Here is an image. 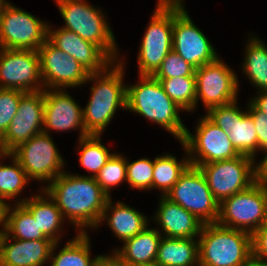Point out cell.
<instances>
[{
    "label": "cell",
    "mask_w": 267,
    "mask_h": 266,
    "mask_svg": "<svg viewBox=\"0 0 267 266\" xmlns=\"http://www.w3.org/2000/svg\"><path fill=\"white\" fill-rule=\"evenodd\" d=\"M43 189L55 201L64 219L79 229L76 232L87 233V228L100 226L109 197L94 177L64 171Z\"/></svg>",
    "instance_id": "1"
},
{
    "label": "cell",
    "mask_w": 267,
    "mask_h": 266,
    "mask_svg": "<svg viewBox=\"0 0 267 266\" xmlns=\"http://www.w3.org/2000/svg\"><path fill=\"white\" fill-rule=\"evenodd\" d=\"M123 62H112L103 72L90 73L86 80L85 84L95 82L91 87L90 99L82 109L88 135H102L117 109H126L127 84L123 83Z\"/></svg>",
    "instance_id": "2"
},
{
    "label": "cell",
    "mask_w": 267,
    "mask_h": 266,
    "mask_svg": "<svg viewBox=\"0 0 267 266\" xmlns=\"http://www.w3.org/2000/svg\"><path fill=\"white\" fill-rule=\"evenodd\" d=\"M126 110L159 124L182 141L186 133L179 112L183 110L165 93L160 81L151 75H139V83L127 84Z\"/></svg>",
    "instance_id": "3"
},
{
    "label": "cell",
    "mask_w": 267,
    "mask_h": 266,
    "mask_svg": "<svg viewBox=\"0 0 267 266\" xmlns=\"http://www.w3.org/2000/svg\"><path fill=\"white\" fill-rule=\"evenodd\" d=\"M198 250L199 266H239L252 255V235L218 223L204 224Z\"/></svg>",
    "instance_id": "4"
},
{
    "label": "cell",
    "mask_w": 267,
    "mask_h": 266,
    "mask_svg": "<svg viewBox=\"0 0 267 266\" xmlns=\"http://www.w3.org/2000/svg\"><path fill=\"white\" fill-rule=\"evenodd\" d=\"M65 25L61 28L75 32L82 39L97 45L113 62L120 61L111 26L102 13L87 0H54ZM119 58V59H118Z\"/></svg>",
    "instance_id": "5"
},
{
    "label": "cell",
    "mask_w": 267,
    "mask_h": 266,
    "mask_svg": "<svg viewBox=\"0 0 267 266\" xmlns=\"http://www.w3.org/2000/svg\"><path fill=\"white\" fill-rule=\"evenodd\" d=\"M173 3L183 0H158L145 30L138 52L139 75H153L173 48Z\"/></svg>",
    "instance_id": "6"
},
{
    "label": "cell",
    "mask_w": 267,
    "mask_h": 266,
    "mask_svg": "<svg viewBox=\"0 0 267 266\" xmlns=\"http://www.w3.org/2000/svg\"><path fill=\"white\" fill-rule=\"evenodd\" d=\"M266 205L267 185L257 180L219 204L217 223L252 235L264 225Z\"/></svg>",
    "instance_id": "7"
},
{
    "label": "cell",
    "mask_w": 267,
    "mask_h": 266,
    "mask_svg": "<svg viewBox=\"0 0 267 266\" xmlns=\"http://www.w3.org/2000/svg\"><path fill=\"white\" fill-rule=\"evenodd\" d=\"M256 159L239 155L232 159L197 166L219 204L257 181Z\"/></svg>",
    "instance_id": "8"
},
{
    "label": "cell",
    "mask_w": 267,
    "mask_h": 266,
    "mask_svg": "<svg viewBox=\"0 0 267 266\" xmlns=\"http://www.w3.org/2000/svg\"><path fill=\"white\" fill-rule=\"evenodd\" d=\"M48 22L5 1L0 10V48L38 50L47 40Z\"/></svg>",
    "instance_id": "9"
},
{
    "label": "cell",
    "mask_w": 267,
    "mask_h": 266,
    "mask_svg": "<svg viewBox=\"0 0 267 266\" xmlns=\"http://www.w3.org/2000/svg\"><path fill=\"white\" fill-rule=\"evenodd\" d=\"M165 197L191 212L203 224L217 223L219 202L198 167L190 165Z\"/></svg>",
    "instance_id": "10"
},
{
    "label": "cell",
    "mask_w": 267,
    "mask_h": 266,
    "mask_svg": "<svg viewBox=\"0 0 267 266\" xmlns=\"http://www.w3.org/2000/svg\"><path fill=\"white\" fill-rule=\"evenodd\" d=\"M50 133L41 132L20 144L11 154L19 161L30 180L48 184L63 173L64 158ZM43 181V182H42Z\"/></svg>",
    "instance_id": "11"
},
{
    "label": "cell",
    "mask_w": 267,
    "mask_h": 266,
    "mask_svg": "<svg viewBox=\"0 0 267 266\" xmlns=\"http://www.w3.org/2000/svg\"><path fill=\"white\" fill-rule=\"evenodd\" d=\"M199 119L195 135L187 129L181 141L187 149L192 166L232 159L240 155L233 147L229 134H226L206 115Z\"/></svg>",
    "instance_id": "12"
},
{
    "label": "cell",
    "mask_w": 267,
    "mask_h": 266,
    "mask_svg": "<svg viewBox=\"0 0 267 266\" xmlns=\"http://www.w3.org/2000/svg\"><path fill=\"white\" fill-rule=\"evenodd\" d=\"M173 50L195 69L219 56L206 35L193 24L183 3H173Z\"/></svg>",
    "instance_id": "13"
},
{
    "label": "cell",
    "mask_w": 267,
    "mask_h": 266,
    "mask_svg": "<svg viewBox=\"0 0 267 266\" xmlns=\"http://www.w3.org/2000/svg\"><path fill=\"white\" fill-rule=\"evenodd\" d=\"M196 106L202 100L205 109L230 104L238 99L239 81L235 72L218 57L195 69Z\"/></svg>",
    "instance_id": "14"
},
{
    "label": "cell",
    "mask_w": 267,
    "mask_h": 266,
    "mask_svg": "<svg viewBox=\"0 0 267 266\" xmlns=\"http://www.w3.org/2000/svg\"><path fill=\"white\" fill-rule=\"evenodd\" d=\"M0 88L44 90L38 51L0 48Z\"/></svg>",
    "instance_id": "15"
},
{
    "label": "cell",
    "mask_w": 267,
    "mask_h": 266,
    "mask_svg": "<svg viewBox=\"0 0 267 266\" xmlns=\"http://www.w3.org/2000/svg\"><path fill=\"white\" fill-rule=\"evenodd\" d=\"M37 51L44 89L75 88L86 83L90 72L48 39Z\"/></svg>",
    "instance_id": "16"
},
{
    "label": "cell",
    "mask_w": 267,
    "mask_h": 266,
    "mask_svg": "<svg viewBox=\"0 0 267 266\" xmlns=\"http://www.w3.org/2000/svg\"><path fill=\"white\" fill-rule=\"evenodd\" d=\"M44 90L25 92L21 96L17 113L1 137L2 144L11 153L20 144L43 132Z\"/></svg>",
    "instance_id": "17"
},
{
    "label": "cell",
    "mask_w": 267,
    "mask_h": 266,
    "mask_svg": "<svg viewBox=\"0 0 267 266\" xmlns=\"http://www.w3.org/2000/svg\"><path fill=\"white\" fill-rule=\"evenodd\" d=\"M83 108L64 89H44L43 132L80 129L79 139L88 134L83 123ZM50 130V131H49Z\"/></svg>",
    "instance_id": "18"
},
{
    "label": "cell",
    "mask_w": 267,
    "mask_h": 266,
    "mask_svg": "<svg viewBox=\"0 0 267 266\" xmlns=\"http://www.w3.org/2000/svg\"><path fill=\"white\" fill-rule=\"evenodd\" d=\"M48 24L47 39L63 52L75 58L90 73L103 72L113 61L95 44L82 39L75 32Z\"/></svg>",
    "instance_id": "19"
},
{
    "label": "cell",
    "mask_w": 267,
    "mask_h": 266,
    "mask_svg": "<svg viewBox=\"0 0 267 266\" xmlns=\"http://www.w3.org/2000/svg\"><path fill=\"white\" fill-rule=\"evenodd\" d=\"M160 196L159 207H157L155 216L152 217L161 228V230L158 229V232L169 238L195 239L197 236L199 237L204 224L181 205L172 202L165 196Z\"/></svg>",
    "instance_id": "20"
},
{
    "label": "cell",
    "mask_w": 267,
    "mask_h": 266,
    "mask_svg": "<svg viewBox=\"0 0 267 266\" xmlns=\"http://www.w3.org/2000/svg\"><path fill=\"white\" fill-rule=\"evenodd\" d=\"M54 244L50 239H14L3 231L0 266H44Z\"/></svg>",
    "instance_id": "21"
},
{
    "label": "cell",
    "mask_w": 267,
    "mask_h": 266,
    "mask_svg": "<svg viewBox=\"0 0 267 266\" xmlns=\"http://www.w3.org/2000/svg\"><path fill=\"white\" fill-rule=\"evenodd\" d=\"M40 191V195L38 193L26 199L19 198L15 203H21L31 213L42 233L57 243L62 239L61 226L66 220L48 193L43 188Z\"/></svg>",
    "instance_id": "22"
},
{
    "label": "cell",
    "mask_w": 267,
    "mask_h": 266,
    "mask_svg": "<svg viewBox=\"0 0 267 266\" xmlns=\"http://www.w3.org/2000/svg\"><path fill=\"white\" fill-rule=\"evenodd\" d=\"M110 212V213H108ZM106 220L116 237L122 241L134 237L148 226V218L143 213L111 197L107 200L100 223Z\"/></svg>",
    "instance_id": "23"
},
{
    "label": "cell",
    "mask_w": 267,
    "mask_h": 266,
    "mask_svg": "<svg viewBox=\"0 0 267 266\" xmlns=\"http://www.w3.org/2000/svg\"><path fill=\"white\" fill-rule=\"evenodd\" d=\"M162 235L158 228L148 226L132 238L123 241L121 249L113 250L119 263L152 264L155 263Z\"/></svg>",
    "instance_id": "24"
},
{
    "label": "cell",
    "mask_w": 267,
    "mask_h": 266,
    "mask_svg": "<svg viewBox=\"0 0 267 266\" xmlns=\"http://www.w3.org/2000/svg\"><path fill=\"white\" fill-rule=\"evenodd\" d=\"M155 264L158 266H199L198 240L163 236Z\"/></svg>",
    "instance_id": "25"
},
{
    "label": "cell",
    "mask_w": 267,
    "mask_h": 266,
    "mask_svg": "<svg viewBox=\"0 0 267 266\" xmlns=\"http://www.w3.org/2000/svg\"><path fill=\"white\" fill-rule=\"evenodd\" d=\"M237 102L238 100L233 102V124L229 131V139L239 154L255 159L257 150L259 152L255 124L247 110H240Z\"/></svg>",
    "instance_id": "26"
},
{
    "label": "cell",
    "mask_w": 267,
    "mask_h": 266,
    "mask_svg": "<svg viewBox=\"0 0 267 266\" xmlns=\"http://www.w3.org/2000/svg\"><path fill=\"white\" fill-rule=\"evenodd\" d=\"M70 240L64 244L65 246L57 254H55V250L59 242L53 245L49 259L50 266H93L101 256L97 255L95 258H91L88 233H77L74 239Z\"/></svg>",
    "instance_id": "27"
},
{
    "label": "cell",
    "mask_w": 267,
    "mask_h": 266,
    "mask_svg": "<svg viewBox=\"0 0 267 266\" xmlns=\"http://www.w3.org/2000/svg\"><path fill=\"white\" fill-rule=\"evenodd\" d=\"M247 41L242 71L249 82L258 89L267 90V46L264 41L252 35Z\"/></svg>",
    "instance_id": "28"
},
{
    "label": "cell",
    "mask_w": 267,
    "mask_h": 266,
    "mask_svg": "<svg viewBox=\"0 0 267 266\" xmlns=\"http://www.w3.org/2000/svg\"><path fill=\"white\" fill-rule=\"evenodd\" d=\"M180 144L184 147L183 150L186 154L181 161L178 162L173 154L157 156L154 159L152 189H159L162 196L167 194L191 165L185 145L182 142Z\"/></svg>",
    "instance_id": "29"
},
{
    "label": "cell",
    "mask_w": 267,
    "mask_h": 266,
    "mask_svg": "<svg viewBox=\"0 0 267 266\" xmlns=\"http://www.w3.org/2000/svg\"><path fill=\"white\" fill-rule=\"evenodd\" d=\"M10 237L19 240L49 239L38 228L37 222L31 213L21 204L15 203L6 206L5 230Z\"/></svg>",
    "instance_id": "30"
},
{
    "label": "cell",
    "mask_w": 267,
    "mask_h": 266,
    "mask_svg": "<svg viewBox=\"0 0 267 266\" xmlns=\"http://www.w3.org/2000/svg\"><path fill=\"white\" fill-rule=\"evenodd\" d=\"M100 138L101 135H88L78 140L79 163L87 171L93 173L86 175V177L95 178L99 170L114 154L101 143Z\"/></svg>",
    "instance_id": "31"
},
{
    "label": "cell",
    "mask_w": 267,
    "mask_h": 266,
    "mask_svg": "<svg viewBox=\"0 0 267 266\" xmlns=\"http://www.w3.org/2000/svg\"><path fill=\"white\" fill-rule=\"evenodd\" d=\"M6 158L12 159V164L4 165L3 160L0 163V200L8 205L10 199L15 201L14 199L25 189L30 179L11 153H8Z\"/></svg>",
    "instance_id": "32"
},
{
    "label": "cell",
    "mask_w": 267,
    "mask_h": 266,
    "mask_svg": "<svg viewBox=\"0 0 267 266\" xmlns=\"http://www.w3.org/2000/svg\"><path fill=\"white\" fill-rule=\"evenodd\" d=\"M165 93L183 111L192 112L196 108V77H176L157 79Z\"/></svg>",
    "instance_id": "33"
},
{
    "label": "cell",
    "mask_w": 267,
    "mask_h": 266,
    "mask_svg": "<svg viewBox=\"0 0 267 266\" xmlns=\"http://www.w3.org/2000/svg\"><path fill=\"white\" fill-rule=\"evenodd\" d=\"M95 180L110 198L111 188L127 181L126 158L121 154L114 153L99 170Z\"/></svg>",
    "instance_id": "34"
},
{
    "label": "cell",
    "mask_w": 267,
    "mask_h": 266,
    "mask_svg": "<svg viewBox=\"0 0 267 266\" xmlns=\"http://www.w3.org/2000/svg\"><path fill=\"white\" fill-rule=\"evenodd\" d=\"M127 182L130 188L151 190L153 181L154 160L149 158L129 162L126 158Z\"/></svg>",
    "instance_id": "35"
},
{
    "label": "cell",
    "mask_w": 267,
    "mask_h": 266,
    "mask_svg": "<svg viewBox=\"0 0 267 266\" xmlns=\"http://www.w3.org/2000/svg\"><path fill=\"white\" fill-rule=\"evenodd\" d=\"M152 76L155 79L195 77V68L172 49Z\"/></svg>",
    "instance_id": "36"
},
{
    "label": "cell",
    "mask_w": 267,
    "mask_h": 266,
    "mask_svg": "<svg viewBox=\"0 0 267 266\" xmlns=\"http://www.w3.org/2000/svg\"><path fill=\"white\" fill-rule=\"evenodd\" d=\"M24 93L16 89L0 88V138L5 134L11 120L15 117L21 96Z\"/></svg>",
    "instance_id": "37"
},
{
    "label": "cell",
    "mask_w": 267,
    "mask_h": 266,
    "mask_svg": "<svg viewBox=\"0 0 267 266\" xmlns=\"http://www.w3.org/2000/svg\"><path fill=\"white\" fill-rule=\"evenodd\" d=\"M206 116L218 127L229 134L233 124V102L224 106L209 109Z\"/></svg>",
    "instance_id": "38"
},
{
    "label": "cell",
    "mask_w": 267,
    "mask_h": 266,
    "mask_svg": "<svg viewBox=\"0 0 267 266\" xmlns=\"http://www.w3.org/2000/svg\"><path fill=\"white\" fill-rule=\"evenodd\" d=\"M247 109L255 124L259 152H265L267 150V114L257 110L250 102Z\"/></svg>",
    "instance_id": "39"
},
{
    "label": "cell",
    "mask_w": 267,
    "mask_h": 266,
    "mask_svg": "<svg viewBox=\"0 0 267 266\" xmlns=\"http://www.w3.org/2000/svg\"><path fill=\"white\" fill-rule=\"evenodd\" d=\"M252 254L267 262V228L264 226L252 234Z\"/></svg>",
    "instance_id": "40"
},
{
    "label": "cell",
    "mask_w": 267,
    "mask_h": 266,
    "mask_svg": "<svg viewBox=\"0 0 267 266\" xmlns=\"http://www.w3.org/2000/svg\"><path fill=\"white\" fill-rule=\"evenodd\" d=\"M257 110L267 114V90L257 92L249 101Z\"/></svg>",
    "instance_id": "41"
},
{
    "label": "cell",
    "mask_w": 267,
    "mask_h": 266,
    "mask_svg": "<svg viewBox=\"0 0 267 266\" xmlns=\"http://www.w3.org/2000/svg\"><path fill=\"white\" fill-rule=\"evenodd\" d=\"M264 153V158L256 164L257 168V180L267 185V150Z\"/></svg>",
    "instance_id": "42"
},
{
    "label": "cell",
    "mask_w": 267,
    "mask_h": 266,
    "mask_svg": "<svg viewBox=\"0 0 267 266\" xmlns=\"http://www.w3.org/2000/svg\"><path fill=\"white\" fill-rule=\"evenodd\" d=\"M93 266H120V263L113 254H107L101 255L93 264Z\"/></svg>",
    "instance_id": "43"
},
{
    "label": "cell",
    "mask_w": 267,
    "mask_h": 266,
    "mask_svg": "<svg viewBox=\"0 0 267 266\" xmlns=\"http://www.w3.org/2000/svg\"><path fill=\"white\" fill-rule=\"evenodd\" d=\"M239 266H267V262L255 257L252 254L244 263Z\"/></svg>",
    "instance_id": "44"
},
{
    "label": "cell",
    "mask_w": 267,
    "mask_h": 266,
    "mask_svg": "<svg viewBox=\"0 0 267 266\" xmlns=\"http://www.w3.org/2000/svg\"><path fill=\"white\" fill-rule=\"evenodd\" d=\"M6 204L0 200V226L5 229V210Z\"/></svg>",
    "instance_id": "45"
},
{
    "label": "cell",
    "mask_w": 267,
    "mask_h": 266,
    "mask_svg": "<svg viewBox=\"0 0 267 266\" xmlns=\"http://www.w3.org/2000/svg\"><path fill=\"white\" fill-rule=\"evenodd\" d=\"M8 152L5 150L4 145L2 144L1 138H0V159H5ZM0 160V162H1Z\"/></svg>",
    "instance_id": "46"
},
{
    "label": "cell",
    "mask_w": 267,
    "mask_h": 266,
    "mask_svg": "<svg viewBox=\"0 0 267 266\" xmlns=\"http://www.w3.org/2000/svg\"><path fill=\"white\" fill-rule=\"evenodd\" d=\"M120 266H158L155 263L152 264H128V263H120Z\"/></svg>",
    "instance_id": "47"
},
{
    "label": "cell",
    "mask_w": 267,
    "mask_h": 266,
    "mask_svg": "<svg viewBox=\"0 0 267 266\" xmlns=\"http://www.w3.org/2000/svg\"><path fill=\"white\" fill-rule=\"evenodd\" d=\"M1 230H0V261H1V244H2V239H3V231L5 230V229H2V228H0Z\"/></svg>",
    "instance_id": "48"
},
{
    "label": "cell",
    "mask_w": 267,
    "mask_h": 266,
    "mask_svg": "<svg viewBox=\"0 0 267 266\" xmlns=\"http://www.w3.org/2000/svg\"><path fill=\"white\" fill-rule=\"evenodd\" d=\"M263 226L267 228V205H266V213H265V222Z\"/></svg>",
    "instance_id": "49"
}]
</instances>
